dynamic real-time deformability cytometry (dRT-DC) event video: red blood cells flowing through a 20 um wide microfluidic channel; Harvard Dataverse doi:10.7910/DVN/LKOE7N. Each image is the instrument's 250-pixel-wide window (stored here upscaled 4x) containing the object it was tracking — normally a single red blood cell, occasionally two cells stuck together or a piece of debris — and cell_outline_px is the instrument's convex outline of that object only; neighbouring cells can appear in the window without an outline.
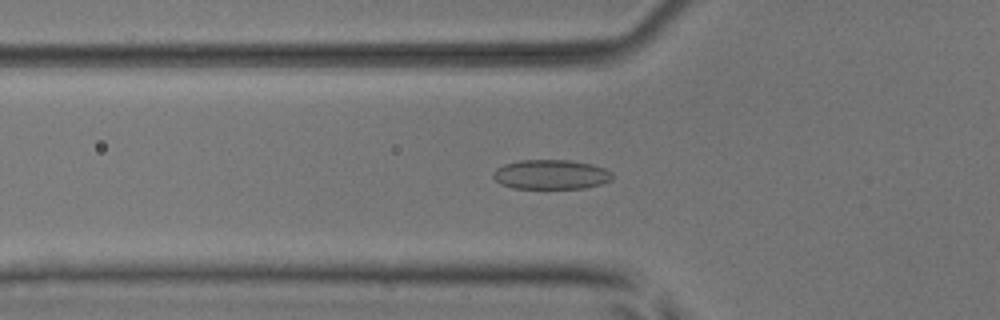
{"species": "common noctule bat (a hibernating species)", "species_latin": "Nyctalus noctula", "temperature_condition": "room temperature", "stored_images_in_passage": 50, "camera_frame_rate_fps": 3000, "um_per_image_px": 0.085, "animal": {"sex": "male", "body_mass_g": 17.9, "forearm_length_mm": 54.2}, "frame": {"image": 1, "passage_image": 18, "time_ms": 5.667, "image_size_px": [1000, 320], "cell_outline_px": [[612, 180], [600, 184], [584, 188], [512, 188], [500, 184], [492, 176], [492, 172], [496, 168], [504, 164], [520, 160], [568, 160], [592, 164], [604, 168], [612, 172]], "centroid_in_image_um": [46.81, 14.83], "position_along_channel_um": 79.0, "area_um2": 20.58}}
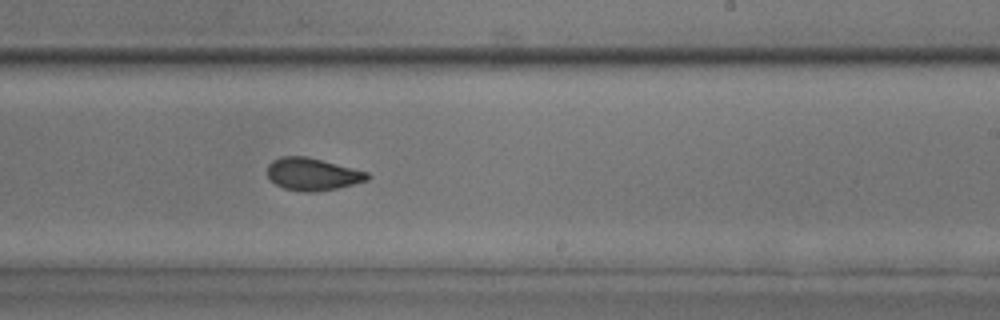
{"frame": {"image": 2, "passage_image": 32, "time_ms": 10.333, "image_size_px": [1000, 320], "cell_outline_px": [[372, 176], [368, 180], [336, 188], [316, 192], [304, 192], [284, 188], [276, 184], [268, 176], [268, 164], [272, 160], [280, 156], [308, 156], [368, 172]], "centroid_in_image_um": [26.57, 14.79], "position_along_channel_um": 262.4, "area_um2": 18.9}}
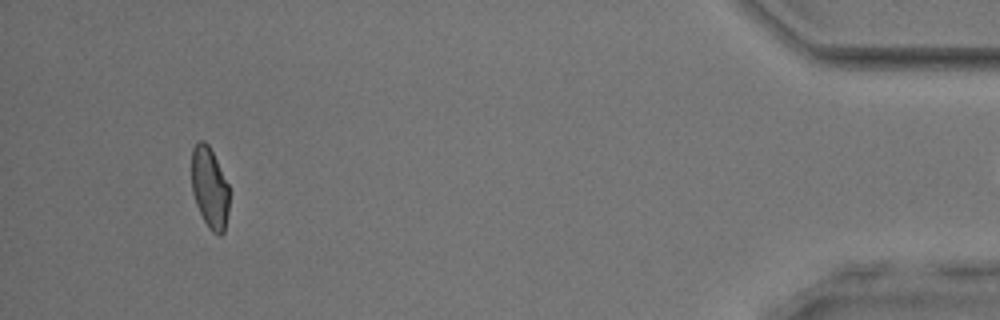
{"frame": {"image": 3, "passage_image": 49, "time_ms": 16.0, "image_size_px": [1000, 320], "cell_outline_px": [[228, 212], [224, 232], [220, 236], [212, 232], [208, 228], [196, 204], [192, 192], [192, 148], [200, 140], [204, 140], [208, 144], [228, 184]], "centroid_in_image_um": [17.81, 15.98], "position_along_channel_um": 417.4, "area_um2": 17.63}}